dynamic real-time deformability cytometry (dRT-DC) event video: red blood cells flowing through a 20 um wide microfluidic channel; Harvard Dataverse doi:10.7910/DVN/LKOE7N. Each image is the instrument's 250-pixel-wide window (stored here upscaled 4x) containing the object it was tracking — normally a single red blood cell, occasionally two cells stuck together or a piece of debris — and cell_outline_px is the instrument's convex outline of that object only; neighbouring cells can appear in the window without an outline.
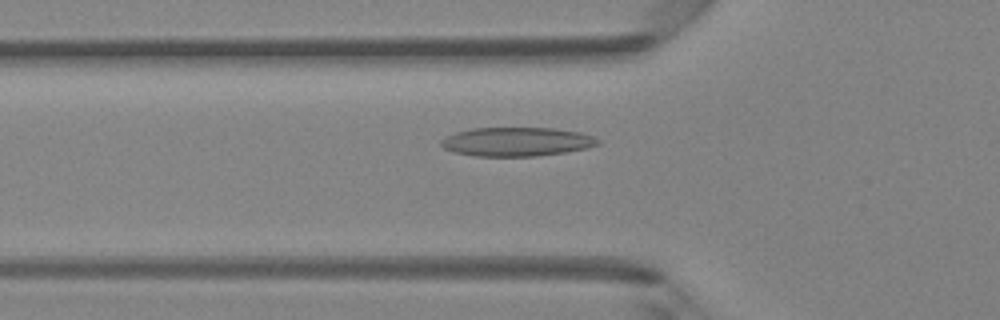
{"species": "Egyptian fruit bat (a non-hibernating species)", "species_latin": "Rousettus aegyptiacus", "temperature_condition": "room temperature", "stored_images_in_passage": 36, "camera_frame_rate_fps": 3000, "um_per_image_px": 0.085, "animal": {"sex": "female"}, "frame": {"image": 1, "passage_image": 4, "time_ms": 1.0, "image_size_px": [1000, 320], "cell_outline_px": [[600, 144], [584, 148], [564, 152], [536, 156], [476, 156], [456, 152], [444, 148], [440, 144], [440, 140], [456, 132], [472, 128], [556, 128], [580, 132], [592, 136], [600, 140]], "centroid_in_image_um": [43.92, 12.04], "position_along_channel_um": 81.9, "area_um2": 26.24}}
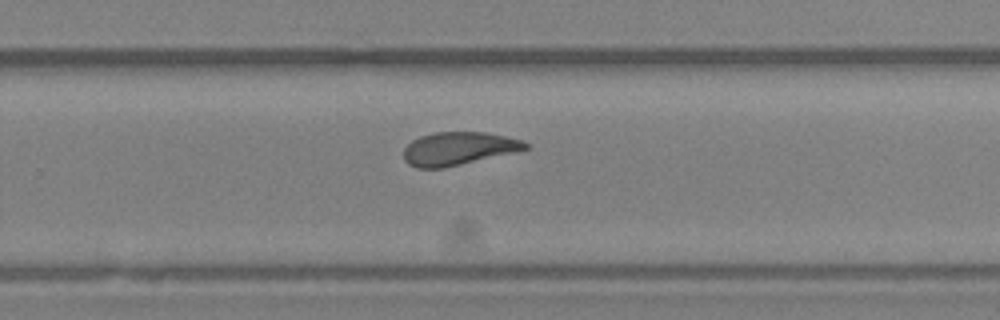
{"frame": {"image": 2, "passage_image": 19, "time_ms": 6.0, "image_size_px": [1000, 320], "cell_outline_px": [[528, 148], [512, 152], [444, 168], [416, 168], [408, 164], [404, 160], [404, 148], [412, 140], [420, 136], [436, 132], [488, 132], [520, 140], [528, 144]], "centroid_in_image_um": [38.9, 12.62], "position_along_channel_um": 290.9, "area_um2": 23.18}}
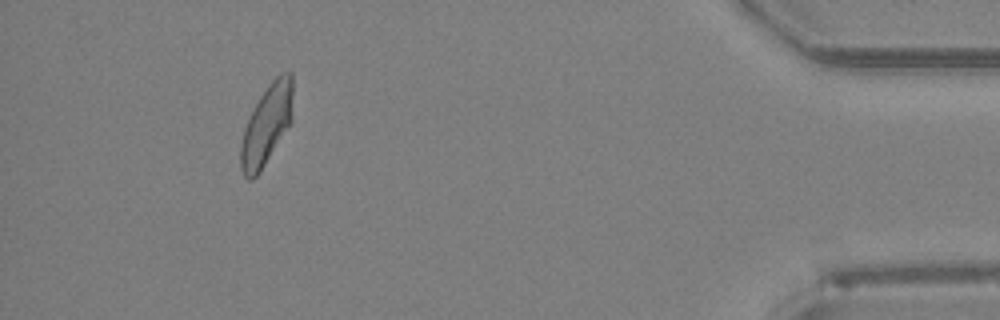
{"frame": {"image": 3, "passage_image": 32, "time_ms": 10.333, "image_size_px": [1000, 320], "cell_outline_px": [[292, 120], [260, 172], [252, 180], [248, 180], [244, 176], [240, 168], [240, 144], [244, 128], [252, 108], [268, 84], [280, 72], [292, 72]], "centroid_in_image_um": [22.64, 10.61], "position_along_channel_um": 412.6, "area_um2": 24.39}, "authors_computed_cell_mechanics": {"area_um2": 24.3916, "velocity_mm_per_s": 4.1804, "shape_relaxation_time_tau1_ms": 5.1579, "shape_relaxation_time_tau2_ms": 1.3536, "deformation_change_tau1": 0.1575, "deformation_change_tau2": 0.0805}}